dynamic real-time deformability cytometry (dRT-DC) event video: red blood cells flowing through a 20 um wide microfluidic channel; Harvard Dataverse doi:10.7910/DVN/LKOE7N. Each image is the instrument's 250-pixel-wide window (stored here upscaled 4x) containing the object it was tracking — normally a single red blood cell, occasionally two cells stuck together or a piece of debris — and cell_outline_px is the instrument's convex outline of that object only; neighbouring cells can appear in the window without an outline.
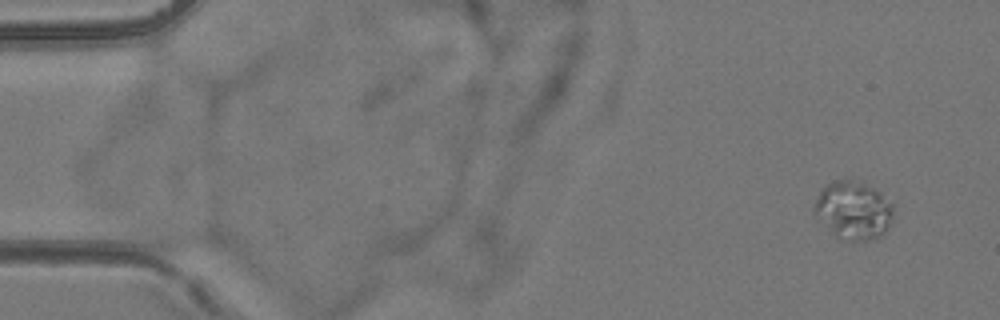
{"species": "common noctule bat (a hibernating species)", "species_latin": "Nyctalus noctula", "temperature_condition": "room temperature", "stored_images_in_passage": 4, "camera_frame_rate_fps": 3000, "um_per_image_px": 0.085, "animal": {"sex": "female", "body_mass_g": 24.6, "forearm_length_mm": 56.2}, "frame": {"image": 1, "passage_image": 1, "time_ms": 0.0, "image_size_px": [1000, 320], "cell_outline_px": [[892, 220], [884, 232], [880, 236], [868, 240], [836, 240], [816, 220], [812, 212], [812, 208], [820, 188], [836, 180], [852, 180], [876, 188], [892, 204]], "centroid_in_image_um": [72.44, 17.91], "position_along_channel_um": 12.6, "area_um2": 27.34}}